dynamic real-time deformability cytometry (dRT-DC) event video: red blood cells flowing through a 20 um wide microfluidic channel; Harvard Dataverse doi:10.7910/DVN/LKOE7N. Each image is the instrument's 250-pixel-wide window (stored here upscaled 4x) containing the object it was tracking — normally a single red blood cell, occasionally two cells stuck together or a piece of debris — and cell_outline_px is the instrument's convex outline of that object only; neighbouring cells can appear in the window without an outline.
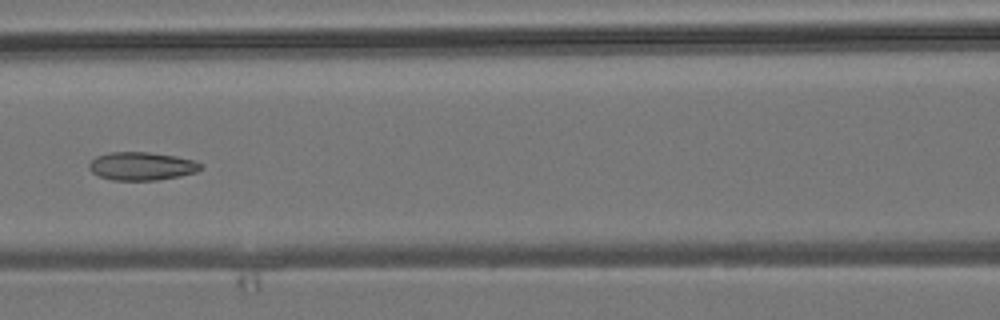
{"species": "common noctule bat (a hibernating species)", "species_latin": "Nyctalus noctula", "temperature_condition": "room temperature", "stored_images_in_passage": 8, "camera_frame_rate_fps": 3000, "um_per_image_px": 0.085, "animal": {"sex": "male", "body_mass_g": 19.2, "forearm_length_mm": 51.8}, "frame": {"image": 1, "passage_image": 7, "time_ms": 7.0, "image_size_px": [1000, 320], "cell_outline_px": [[204, 168], [196, 172], [180, 176], [156, 180], [112, 180], [100, 176], [92, 172], [88, 168], [88, 164], [96, 156], [108, 152], [148, 152], [176, 156], [196, 160], [204, 164]], "centroid_in_image_um": [12.08, 14.11], "position_along_channel_um": 154.5, "area_um2": 18.55}}
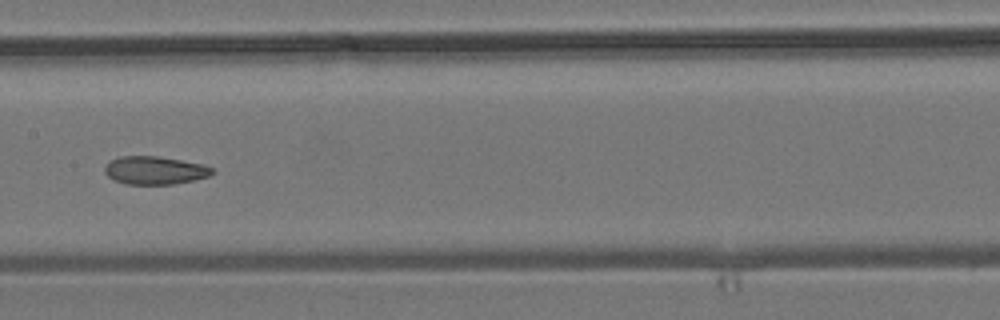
{"frame": {"image": 2, "passage_image": 8, "time_ms": 8.0, "image_size_px": [1000, 320], "cell_outline_px": [[216, 172], [208, 176], [192, 180], [172, 184], [124, 184], [112, 180], [104, 172], [104, 168], [112, 160], [120, 156], [156, 156], [204, 164], [212, 168]], "centroid_in_image_um": [13.15, 14.48], "position_along_channel_um": 194.3, "area_um2": 17.51}}